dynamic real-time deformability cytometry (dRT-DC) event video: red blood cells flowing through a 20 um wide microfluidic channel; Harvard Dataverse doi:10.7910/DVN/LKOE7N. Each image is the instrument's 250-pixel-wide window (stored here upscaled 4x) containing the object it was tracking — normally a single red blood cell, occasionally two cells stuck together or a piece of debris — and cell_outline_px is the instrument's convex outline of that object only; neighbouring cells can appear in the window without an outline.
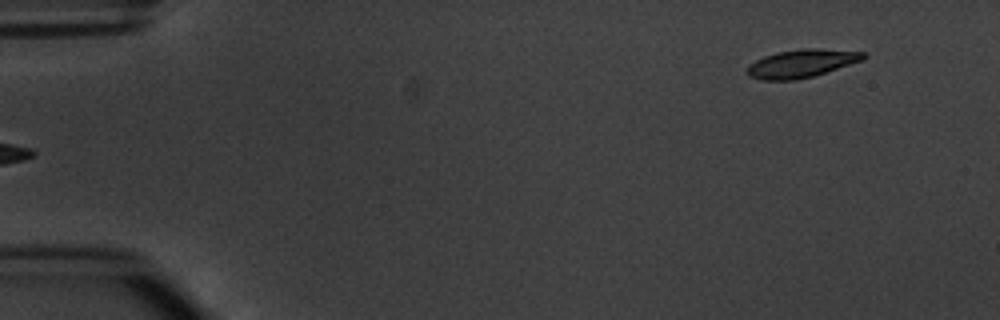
{"species": "common noctule bat (a hibernating species)", "species_latin": "Nyctalus noctula", "temperature_condition": "warm", "stored_images_in_passage": 5, "segment_of_instrument_passage": [2, 2], "camera_frame_rate_fps": 3000, "um_per_image_px": 0.085, "animal": {"sex": "male", "body_mass_g": 20.1, "forearm_length_mm": 53.5}, "frame": {"image": 1, "passage_image": 5, "time_ms": 5.667, "image_size_px": [1000, 320], "cell_outline_px": [[868, 56], [864, 60], [812, 76], [796, 80], [760, 80], [748, 76], [748, 64], [764, 56], [776, 52], [804, 48], [820, 48], [864, 52]], "centroid_in_image_um": [68.14, 5.38], "position_along_channel_um": 16.9, "area_um2": 19.07}}